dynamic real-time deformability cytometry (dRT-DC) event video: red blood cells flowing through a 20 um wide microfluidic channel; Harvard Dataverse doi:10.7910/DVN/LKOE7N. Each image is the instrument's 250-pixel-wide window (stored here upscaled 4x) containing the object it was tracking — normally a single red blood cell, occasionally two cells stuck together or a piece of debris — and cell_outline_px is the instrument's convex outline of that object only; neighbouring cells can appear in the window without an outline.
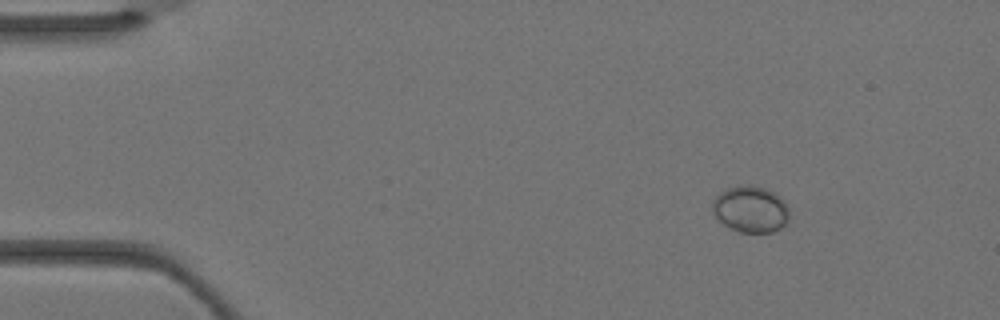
{"species": "Egyptian fruit bat (a non-hibernating species)", "species_latin": "Rousettus aegyptiacus", "temperature_condition": "warm", "stored_images_in_passage": 3, "camera_frame_rate_fps": 3000, "um_per_image_px": 0.085, "animal": {"sex": "female"}, "frame": {"image": 1, "passage_image": 1, "time_ms": 0.0, "image_size_px": [1000, 320], "cell_outline_px": [[788, 220], [780, 228], [772, 232], [740, 232], [724, 224], [712, 212], [712, 200], [720, 192], [728, 188], [748, 184], [764, 188], [780, 196], [784, 200], [788, 208]], "centroid_in_image_um": [63.79, 17.77], "position_along_channel_um": 21.2, "area_um2": 20.63}}
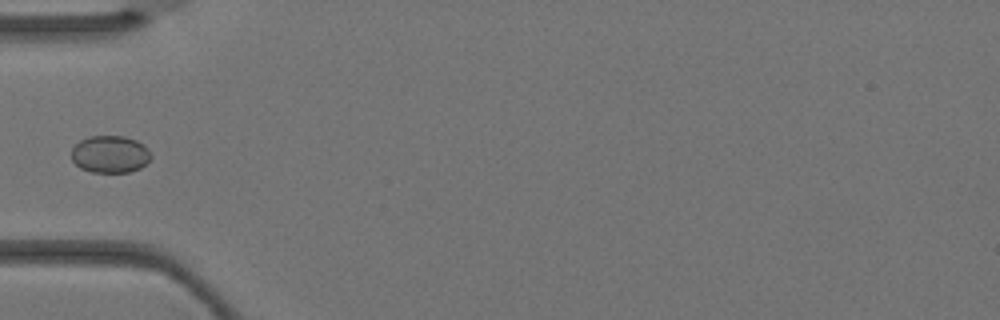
{"frame": {"image": 2, "passage_image": 3, "time_ms": 0.667, "image_size_px": [1000, 320], "cell_outline_px": [[152, 156], [140, 168], [128, 172], [92, 172], [80, 168], [72, 160], [72, 148], [80, 140], [88, 136], [124, 136], [136, 140], [144, 144], [148, 148]], "centroid_in_image_um": [9.36, 13.1], "position_along_channel_um": 75.6, "area_um2": 17.28}}